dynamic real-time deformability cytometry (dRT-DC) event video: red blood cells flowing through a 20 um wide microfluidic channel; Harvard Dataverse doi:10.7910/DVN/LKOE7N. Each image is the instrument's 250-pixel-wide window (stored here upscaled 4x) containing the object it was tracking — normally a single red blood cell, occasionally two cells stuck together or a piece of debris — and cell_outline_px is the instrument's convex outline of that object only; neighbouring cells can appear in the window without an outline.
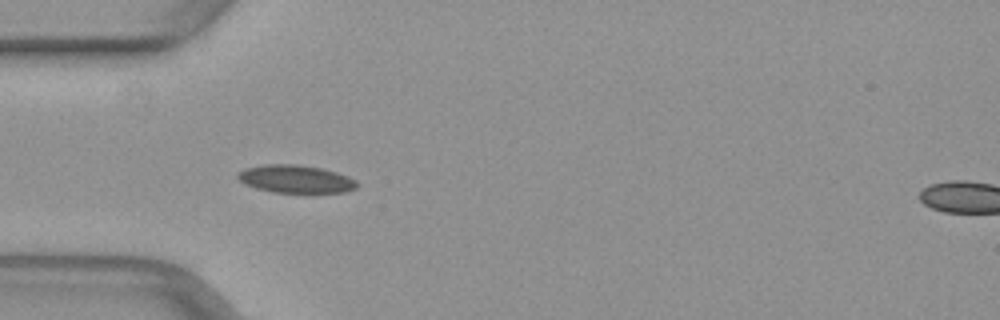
{"species": "common noctule bat (a hibernating species)", "species_latin": "Nyctalus noctula", "temperature_condition": "warm", "stored_images_in_passage": 37, "camera_frame_rate_fps": 3000, "um_per_image_px": 0.085, "animal": {"sex": "female", "body_mass_g": 29.2, "forearm_length_mm": 56.3}, "frame": {"image": 1, "passage_image": 3, "time_ms": 0.667, "image_size_px": [1000, 320], "cell_outline_px": [[360, 184], [356, 188], [348, 192], [312, 196], [272, 192], [256, 188], [244, 184], [236, 176], [236, 172], [244, 168], [264, 164], [296, 164], [320, 168], [336, 172], [348, 176], [356, 180]], "centroid_in_image_um": [25.19, 15.27], "position_along_channel_um": 59.8, "area_um2": 20.58}}
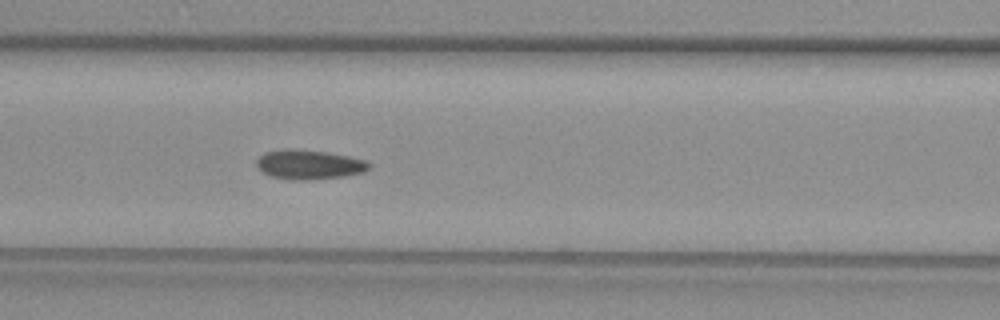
{"frame": {"image": 2, "passage_image": 9, "time_ms": 2.667, "image_size_px": [1000, 320], "cell_outline_px": [[372, 164], [364, 172], [344, 176], [308, 180], [292, 180], [272, 176], [256, 168], [256, 160], [264, 152], [284, 148], [292, 148], [324, 152], [348, 156], [364, 160]], "centroid_in_image_um": [26.23, 13.98], "position_along_channel_um": 140.4, "area_um2": 19.31}}
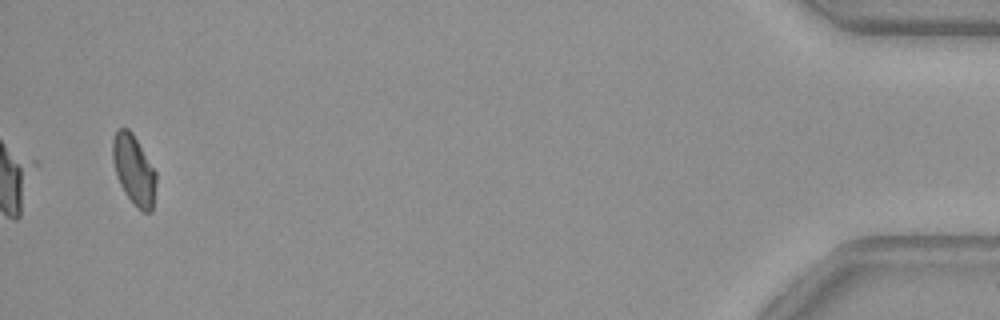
{"frame": {"image": 3, "passage_image": 36, "time_ms": 11.667, "image_size_px": [1000, 320], "cell_outline_px": [[156, 188], [152, 212], [144, 212], [136, 208], [132, 204], [124, 192], [116, 176], [112, 160], [112, 140], [116, 132], [120, 128], [128, 128], [132, 132], [156, 172]], "centroid_in_image_um": [11.38, 14.48], "position_along_channel_um": 423.8, "area_um2": 17.86}}